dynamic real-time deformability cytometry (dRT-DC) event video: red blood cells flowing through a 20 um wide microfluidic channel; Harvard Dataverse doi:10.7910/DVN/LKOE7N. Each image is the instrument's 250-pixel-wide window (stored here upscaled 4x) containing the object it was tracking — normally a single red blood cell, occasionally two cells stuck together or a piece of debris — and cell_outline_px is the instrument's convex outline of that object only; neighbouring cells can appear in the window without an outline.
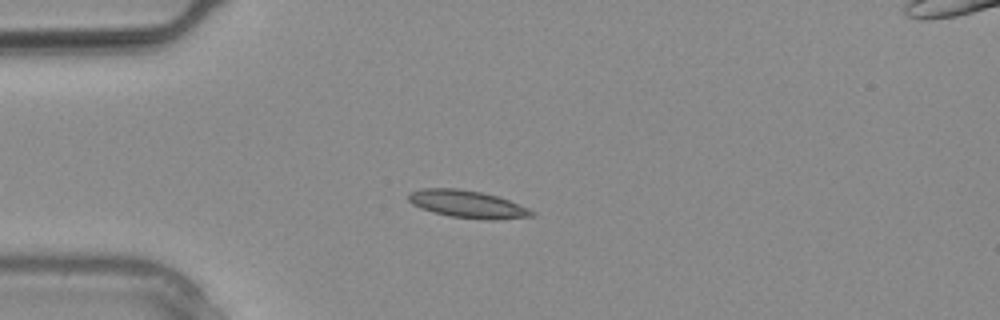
{"species": "common noctule bat (a hibernating species)", "species_latin": "Nyctalus noctula", "temperature_condition": "warm", "stored_images_in_passage": 3, "camera_frame_rate_fps": 3000, "um_per_image_px": 0.085, "animal": {"sex": "male", "body_mass_g": 20.4}, "frame": {"image": 1, "passage_image": 3, "time_ms": 0.667, "image_size_px": [1000, 320], "cell_outline_px": [[536, 216], [496, 220], [488, 220], [452, 216], [432, 212], [420, 208], [412, 204], [408, 200], [408, 192], [420, 188], [456, 188], [480, 192], [496, 196], [508, 200], [528, 208], [536, 212]], "centroid_in_image_um": [39.72, 17.35], "position_along_channel_um": 45.3, "area_um2": 19.77}}